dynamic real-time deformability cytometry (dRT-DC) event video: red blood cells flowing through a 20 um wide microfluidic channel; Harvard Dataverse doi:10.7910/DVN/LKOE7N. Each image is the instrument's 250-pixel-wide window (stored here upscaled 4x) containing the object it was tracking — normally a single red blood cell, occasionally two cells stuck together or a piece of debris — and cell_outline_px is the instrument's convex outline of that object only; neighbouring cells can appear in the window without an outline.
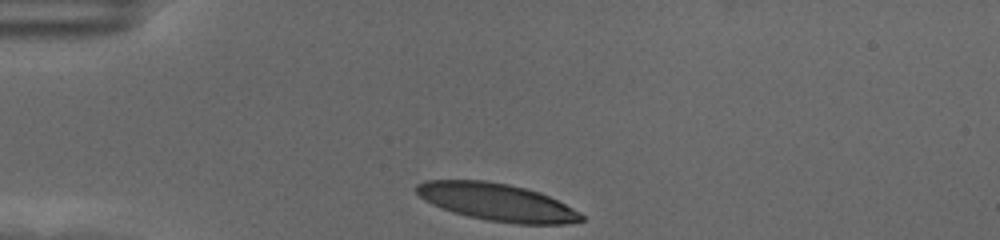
{"species": "human", "species_latin": "Homo sapiens", "temperature_condition": "cold", "stored_images_in_passage": 34, "camera_frame_rate_fps": 3000, "um_per_image_px": 0.085, "donor": {"sex": "female"}, "frame": {"image": 1, "passage_image": 1, "time_ms": 0.0, "image_size_px": [1000, 240], "cell_outline_px": [[584, 220], [564, 224], [516, 224], [488, 220], [468, 216], [452, 212], [440, 208], [424, 200], [416, 192], [416, 184], [424, 180], [484, 180], [508, 184], [524, 188], [548, 196], [580, 212], [584, 216]], "centroid_in_image_um": [42.2, 17.18], "position_along_channel_um": 42.8, "area_um2": 35.78}}
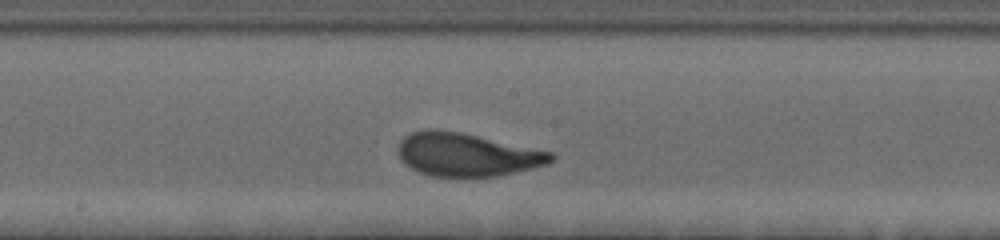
{"frame": {"image": 2, "passage_image": 18, "time_ms": 5.667, "image_size_px": [1000, 240], "cell_outline_px": [[556, 156], [548, 164], [516, 172], [496, 176], [432, 176], [420, 172], [404, 164], [400, 160], [396, 152], [400, 140], [404, 136], [412, 132], [424, 128], [436, 128], [460, 132], [552, 152]], "centroid_in_image_um": [39.62, 13.12], "position_along_channel_um": 208.6, "area_um2": 38.61}}
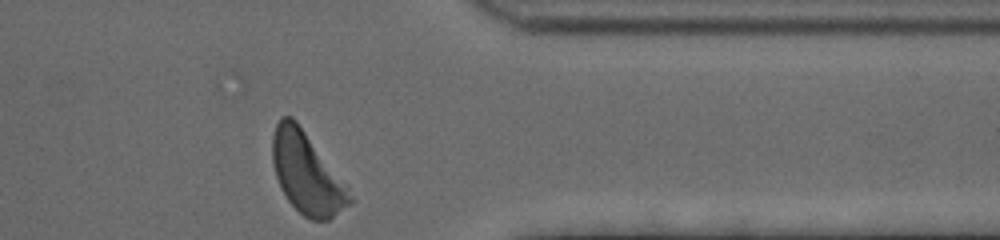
{"frame": {"image": 3, "passage_image": 34, "time_ms": 11.0, "image_size_px": [1000, 240], "cell_outline_px": [[352, 204], [328, 220], [312, 220], [304, 216], [288, 200], [280, 188], [272, 164], [272, 136], [276, 124], [280, 116], [292, 116], [296, 120], [348, 184], [352, 196]], "centroid_in_image_um": [26.1, 14.71], "position_along_channel_um": 385.3, "area_um2": 36.93}, "authors_computed_cell_mechanics": {"area_um2": 37.7145, "velocity_mm_per_s": 3.4897, "shape_relaxation_time_tau1_ms": 2.7697, "shape_relaxation_time_tau2_ms": 0.8296, "deformation_change_tau1": 0.1851, "deformation_change_tau2": 0.0817}}